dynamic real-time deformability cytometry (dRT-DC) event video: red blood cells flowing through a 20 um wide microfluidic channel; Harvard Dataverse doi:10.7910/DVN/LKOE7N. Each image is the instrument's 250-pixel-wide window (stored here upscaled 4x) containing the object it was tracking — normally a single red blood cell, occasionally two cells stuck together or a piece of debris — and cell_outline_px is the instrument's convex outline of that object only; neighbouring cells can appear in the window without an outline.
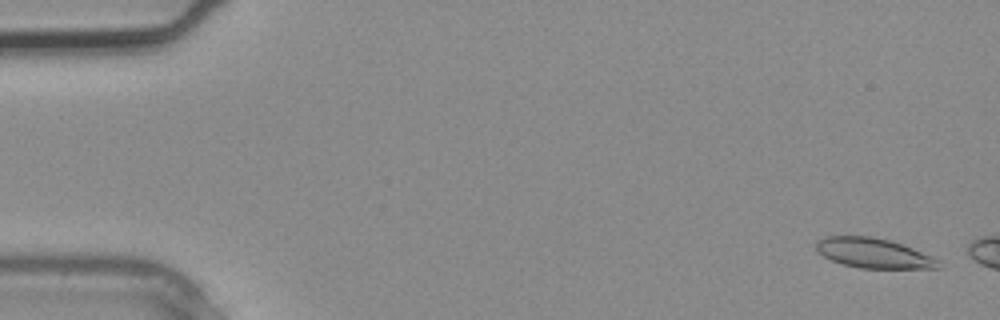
{"species": "common noctule bat (a hibernating species)", "species_latin": "Nyctalus noctula", "temperature_condition": "warm", "stored_images_in_passage": 5, "camera_frame_rate_fps": 3000, "um_per_image_px": 0.085, "animal": {"sex": "male", "body_mass_g": 20.4}, "frame": {"image": 1, "passage_image": 5, "time_ms": 1.333, "image_size_px": [1000, 320], "cell_outline_px": [[940, 268], [860, 268], [844, 264], [832, 260], [824, 256], [816, 248], [816, 240], [824, 236], [872, 236], [888, 240], [912, 248], [932, 256], [940, 260]], "centroid_in_image_um": [74.25, 21.51], "position_along_channel_um": 10.7, "area_um2": 21.1}}